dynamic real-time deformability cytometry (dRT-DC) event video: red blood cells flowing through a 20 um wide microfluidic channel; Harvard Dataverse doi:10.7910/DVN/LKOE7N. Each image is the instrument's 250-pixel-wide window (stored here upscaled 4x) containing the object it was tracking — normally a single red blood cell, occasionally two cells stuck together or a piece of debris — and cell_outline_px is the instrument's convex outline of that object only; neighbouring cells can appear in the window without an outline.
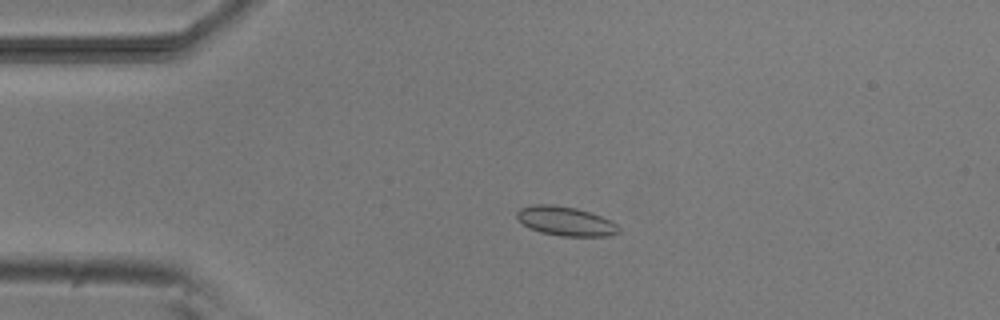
{"species": "common noctule bat (a hibernating species)", "species_latin": "Nyctalus noctula", "temperature_condition": "room temperature", "stored_images_in_passage": 5, "camera_frame_rate_fps": 3000, "um_per_image_px": 0.085, "animal": {"sex": "male", "body_mass_g": 20.5, "forearm_length_mm": 52.5}, "frame": {"image": 1, "passage_image": 4, "time_ms": 3.333, "image_size_px": [1000, 320], "cell_outline_px": [[620, 232], [608, 236], [560, 236], [540, 232], [524, 224], [516, 216], [516, 212], [520, 208], [536, 204], [552, 204], [576, 208], [600, 216], [616, 224], [620, 228]], "centroid_in_image_um": [48.07, 18.8], "position_along_channel_um": 36.9, "area_um2": 17.11}}